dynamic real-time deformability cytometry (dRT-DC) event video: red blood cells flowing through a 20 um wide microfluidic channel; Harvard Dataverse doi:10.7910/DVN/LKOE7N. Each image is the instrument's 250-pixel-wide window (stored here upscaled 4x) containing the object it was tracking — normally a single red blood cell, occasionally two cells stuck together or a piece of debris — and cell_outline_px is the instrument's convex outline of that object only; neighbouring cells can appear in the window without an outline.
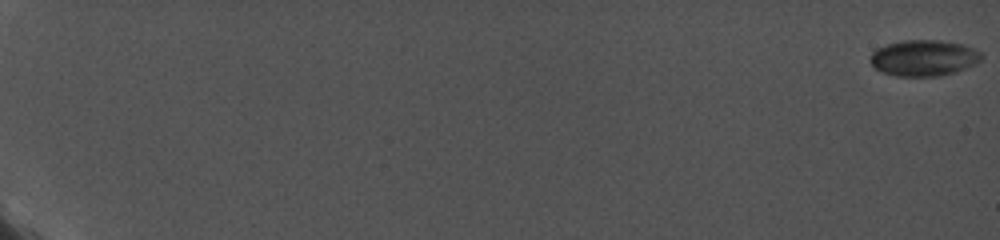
{"species": "common noctule bat (a hibernating species)", "species_latin": "Nyctalus noctula", "temperature_condition": "cold", "stored_images_in_passage": 21, "camera_frame_rate_fps": 5000, "um_per_image_px": 0.085, "animal": {"sex": "female", "body_mass_g": 19.0, "forearm_length_mm": 56.7}, "frame": {"image": 1, "passage_image": 1, "time_ms": 0.0, "image_size_px": [1000, 240], "cell_outline_px": [[984, 56], [976, 64], [956, 72], [940, 76], [896, 76], [880, 72], [868, 60], [872, 52], [876, 48], [888, 44], [904, 40], [940, 40], [960, 44], [972, 48], [980, 52]], "centroid_in_image_um": [78.5, 4.93], "position_along_channel_um": 6.5, "area_um2": 23.47}}
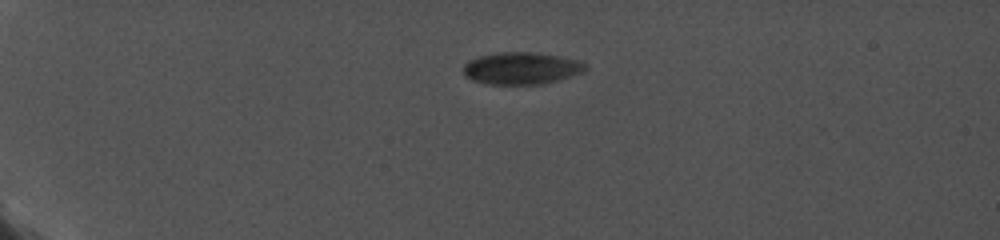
{"frame": {"image": 2, "passage_image": 12, "time_ms": 5.6, "image_size_px": [1000, 240], "cell_outline_px": [[588, 68], [580, 72], [556, 80], [540, 84], [488, 84], [472, 80], [464, 76], [464, 64], [480, 56], [500, 52], [528, 52], [556, 56], [572, 60], [584, 64]], "centroid_in_image_um": [44.23, 5.81], "position_along_channel_um": 40.8, "area_um2": 22.08}}